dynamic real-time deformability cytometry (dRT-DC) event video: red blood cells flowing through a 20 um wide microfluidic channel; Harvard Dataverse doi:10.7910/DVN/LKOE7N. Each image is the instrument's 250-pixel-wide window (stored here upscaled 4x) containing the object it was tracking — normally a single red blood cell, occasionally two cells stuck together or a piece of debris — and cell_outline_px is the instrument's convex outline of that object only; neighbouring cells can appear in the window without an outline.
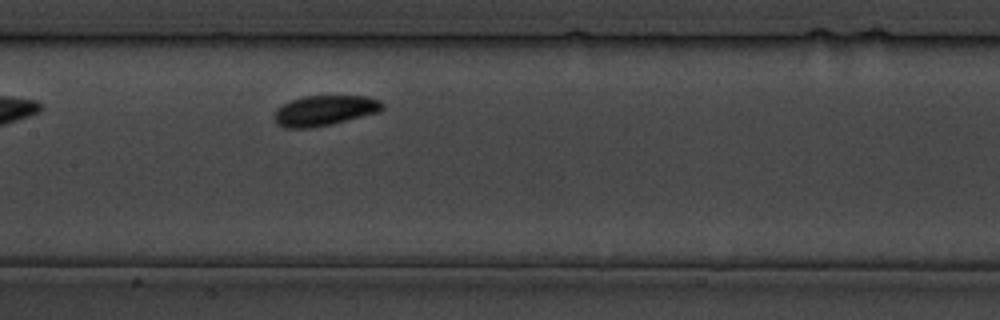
{"species": "common noctule bat (a hibernating species)", "species_latin": "Nyctalus noctula", "temperature_condition": "cold", "stored_images_in_passage": 23, "camera_frame_rate_fps": 3000, "um_per_image_px": 0.085, "animal": {"sex": "male", "body_mass_g": 19.5, "forearm_length_mm": 54.6}, "frame": {"image": 1, "passage_image": 7, "time_ms": 7.0, "image_size_px": [1000, 320], "cell_outline_px": [[384, 108], [380, 112], [332, 124], [312, 128], [284, 128], [276, 124], [272, 116], [276, 108], [292, 100], [304, 96], [364, 96], [380, 100], [384, 104]], "centroid_in_image_um": [27.57, 9.41], "position_along_channel_um": 179.8, "area_um2": 19.31}}
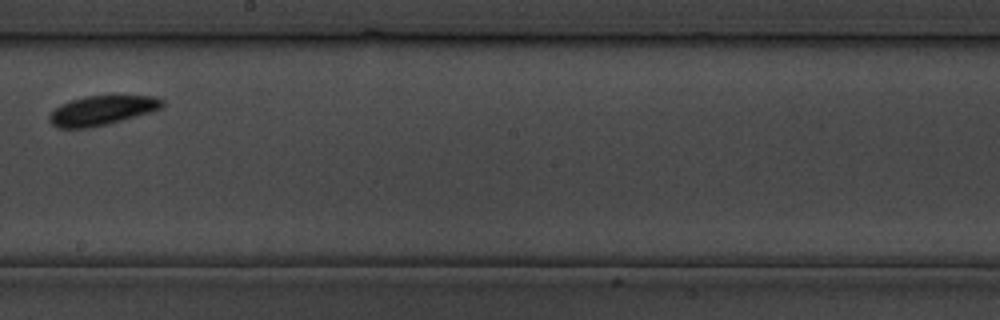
{"frame": {"image": 2, "passage_image": 10, "time_ms": 11.0, "image_size_px": [1000, 320], "cell_outline_px": [[164, 104], [160, 108], [152, 112], [108, 124], [88, 128], [56, 128], [48, 120], [48, 116], [60, 104], [72, 100], [88, 96], [152, 96], [164, 100]], "centroid_in_image_um": [8.65, 9.4], "position_along_channel_um": 239.5, "area_um2": 19.31}}